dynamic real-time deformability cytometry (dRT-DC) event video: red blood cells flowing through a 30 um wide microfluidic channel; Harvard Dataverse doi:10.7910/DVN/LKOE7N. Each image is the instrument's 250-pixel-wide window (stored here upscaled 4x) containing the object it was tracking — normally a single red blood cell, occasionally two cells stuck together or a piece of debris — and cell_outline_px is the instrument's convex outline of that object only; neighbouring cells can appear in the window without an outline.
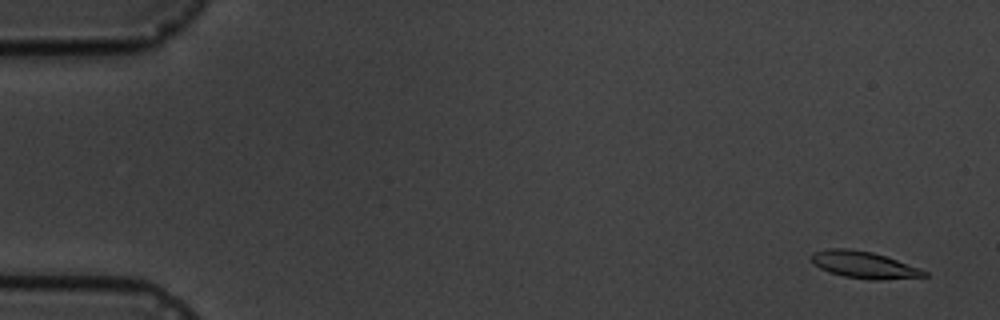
{"species": "common noctule bat (a hibernating species)", "species_latin": "Nyctalus noctula", "temperature_condition": "cold", "stored_images_in_passage": 6, "camera_frame_rate_fps": 3000, "um_per_image_px": 0.085, "animal": {"sex": "male", "body_mass_g": 19.5, "forearm_length_mm": 54.6}, "frame": {"image": 1, "passage_image": 1, "time_ms": 0.0, "image_size_px": [1000, 320], "cell_outline_px": [[928, 276], [880, 280], [868, 280], [844, 276], [828, 272], [812, 264], [812, 252], [828, 248], [848, 248], [872, 252], [920, 268], [928, 272]], "centroid_in_image_um": [73.41, 22.51], "position_along_channel_um": 11.6, "area_um2": 17.69}}